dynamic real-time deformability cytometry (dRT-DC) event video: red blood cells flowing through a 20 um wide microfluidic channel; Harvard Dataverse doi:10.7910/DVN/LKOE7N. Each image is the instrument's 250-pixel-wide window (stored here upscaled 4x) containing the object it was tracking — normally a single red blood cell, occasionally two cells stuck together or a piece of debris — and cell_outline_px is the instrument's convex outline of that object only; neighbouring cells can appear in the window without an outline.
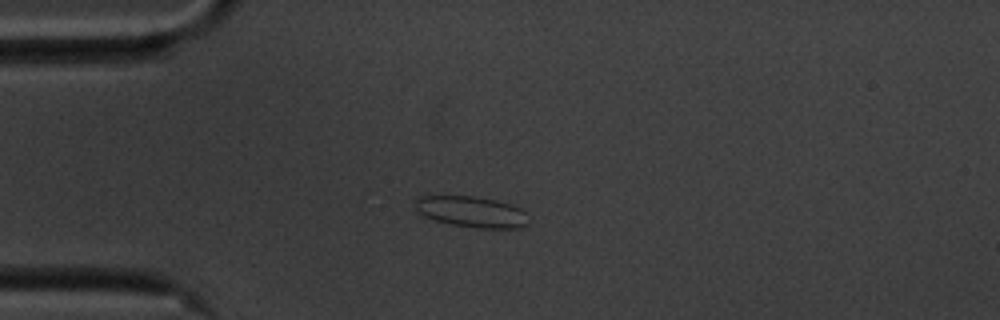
{"species": "common noctule bat (a hibernating species)", "species_latin": "Nyctalus noctula", "temperature_condition": "cold", "stored_images_in_passage": 44, "camera_frame_rate_fps": 3000, "um_per_image_px": 0.085, "animal": {"sex": "male", "body_mass_g": 20.1, "forearm_length_mm": 53.5}, "frame": {"image": 1, "passage_image": 1, "time_ms": 0.0, "image_size_px": [1000, 320], "cell_outline_px": [[528, 224], [520, 228], [480, 228], [452, 224], [436, 220], [424, 216], [416, 208], [416, 196], [472, 196], [496, 200], [512, 204], [520, 208], [524, 212]], "centroid_in_image_um": [40.1, 17.99], "position_along_channel_um": 44.9, "area_um2": 20.23}}
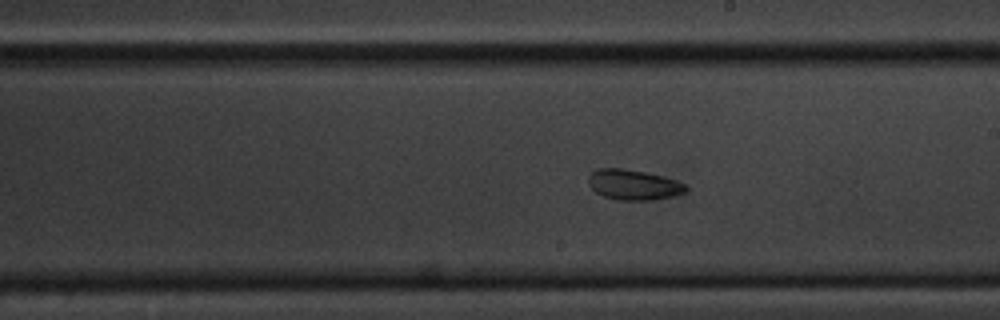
{"frame": {"image": 2, "passage_image": 19, "time_ms": 6.0, "image_size_px": [1000, 320], "cell_outline_px": [[688, 188], [684, 192], [672, 196], [652, 200], [620, 200], [604, 196], [596, 192], [588, 184], [588, 176], [596, 168], [624, 168], [664, 176], [676, 180], [684, 184]], "centroid_in_image_um": [53.83, 15.69], "position_along_channel_um": 235.2, "area_um2": 17.17}}
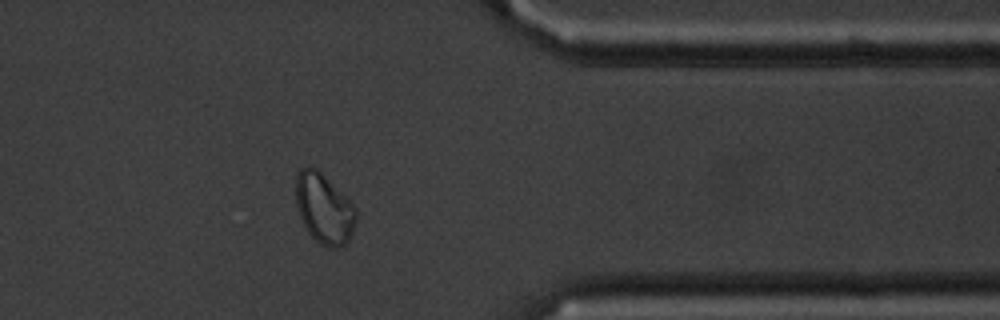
{"frame": {"image": 3, "passage_image": 33, "time_ms": 10.667, "image_size_px": [1000, 320], "cell_outline_px": [[356, 220], [352, 232], [348, 240], [344, 244], [336, 248], [328, 248], [320, 244], [308, 232], [300, 216], [296, 204], [296, 172], [300, 168], [316, 168], [356, 208]], "centroid_in_image_um": [27.53, 17.75], "position_along_channel_um": 383.9, "area_um2": 24.1}, "authors_computed_cell_mechanics": {"area_um2": 18.1781, "velocity_mm_per_s": 3.4633, "shape_relaxation_time_tau1_ms": null, "shape_relaxation_time_tau2_ms": 2.5457, "deformation_change_tau1": null, "deformation_change_tau2": 0.0693}}